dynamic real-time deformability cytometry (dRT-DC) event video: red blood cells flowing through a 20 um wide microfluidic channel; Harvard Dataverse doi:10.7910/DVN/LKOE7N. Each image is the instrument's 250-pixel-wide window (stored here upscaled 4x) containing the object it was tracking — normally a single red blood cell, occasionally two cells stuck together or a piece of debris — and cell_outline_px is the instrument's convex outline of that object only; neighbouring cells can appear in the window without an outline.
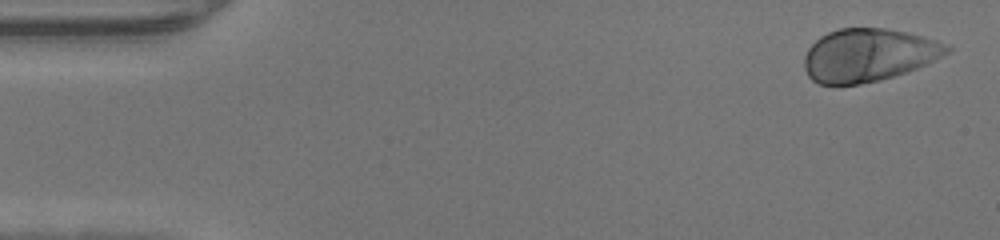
{"species": "human", "species_latin": "Homo sapiens", "temperature_condition": "warm", "stored_images_in_passage": 47, "camera_frame_rate_fps": 3000, "um_per_image_px": 0.085, "donor": {"sex": "male"}, "frame": {"image": 1, "passage_image": 2, "time_ms": 0.333, "image_size_px": [1000, 240], "cell_outline_px": [[952, 48], [948, 52], [928, 64], [880, 80], [860, 84], [820, 84], [812, 80], [808, 76], [804, 68], [804, 56], [808, 48], [820, 36], [828, 32], [840, 28], [884, 28], [908, 32], [936, 40]], "centroid_in_image_um": [73.79, 4.68], "position_along_channel_um": 11.2, "area_um2": 43.81}}
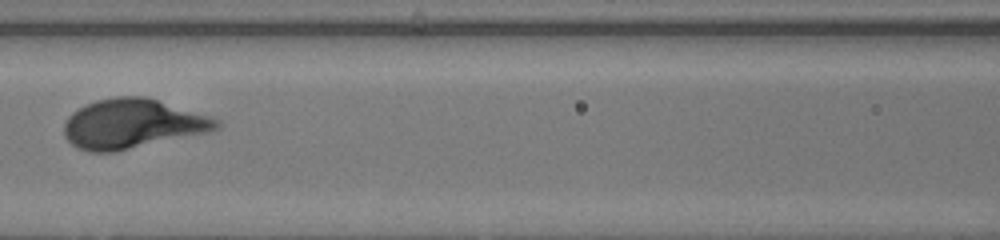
{"frame": {"image": 2, "passage_image": 21, "time_ms": 6.667, "image_size_px": [1000, 240], "cell_outline_px": [[220, 128], [212, 132], [116, 152], [88, 152], [76, 148], [64, 136], [64, 124], [68, 116], [72, 112], [84, 104], [96, 100], [116, 96], [144, 96], [208, 116], [220, 120]], "centroid_in_image_um": [11.24, 10.54], "position_along_channel_um": 155.4, "area_um2": 44.27}}
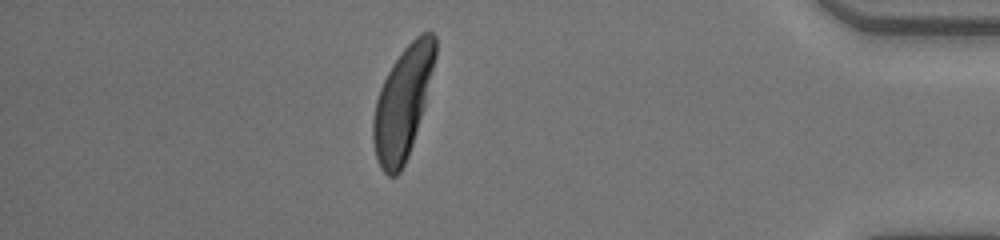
{"frame": {"image": 3, "passage_image": 41, "time_ms": 13.333, "image_size_px": [1000, 240], "cell_outline_px": [[436, 56], [424, 104], [412, 144], [408, 156], [400, 172], [396, 176], [388, 176], [380, 168], [376, 156], [372, 140], [372, 120], [376, 100], [380, 88], [392, 64], [404, 48], [420, 32], [432, 32], [436, 36]], "centroid_in_image_um": [34.21, 8.73], "position_along_channel_um": 401.0, "area_um2": 39.88}}